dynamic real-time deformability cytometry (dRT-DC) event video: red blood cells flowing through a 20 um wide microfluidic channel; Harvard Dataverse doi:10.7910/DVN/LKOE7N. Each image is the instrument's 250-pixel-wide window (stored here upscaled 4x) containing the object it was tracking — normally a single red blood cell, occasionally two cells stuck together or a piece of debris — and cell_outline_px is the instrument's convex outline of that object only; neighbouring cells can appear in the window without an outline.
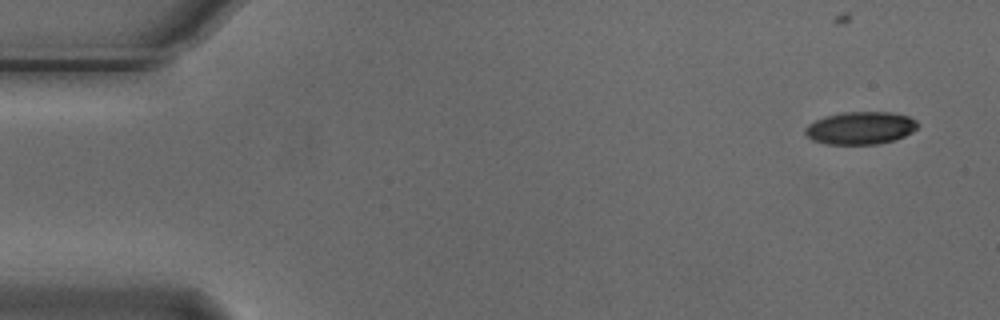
{"species": "Egyptian fruit bat (a non-hibernating species)", "species_latin": "Rousettus aegyptiacus", "temperature_condition": "cold", "stored_images_in_passage": 4, "camera_frame_rate_fps": 3000, "um_per_image_px": 0.085, "animal": {"sex": "male"}, "frame": {"image": 1, "passage_image": 1, "time_ms": 0.0, "image_size_px": [1000, 320], "cell_outline_px": [[920, 124], [912, 132], [896, 140], [876, 144], [828, 144], [812, 140], [804, 132], [804, 128], [808, 124], [824, 116], [844, 112], [888, 112], [908, 116], [916, 120]], "centroid_in_image_um": [73.14, 10.88], "position_along_channel_um": 11.9, "area_um2": 21.44}}
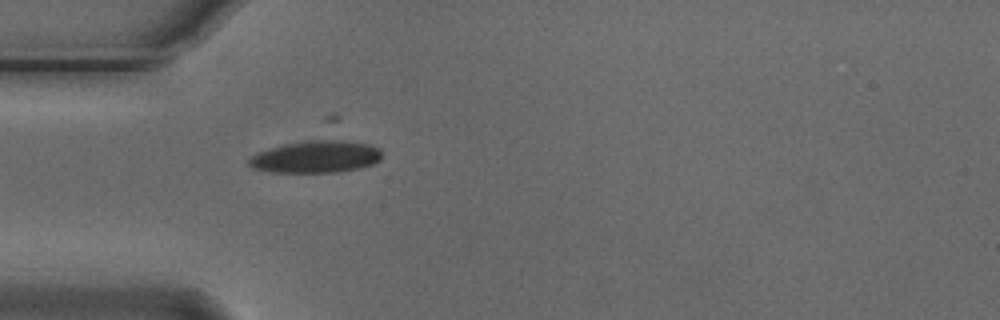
{"frame": {"image": 2, "passage_image": 4, "time_ms": 1.0, "image_size_px": [1000, 320], "cell_outline_px": [[380, 160], [376, 164], [360, 168], [336, 172], [272, 172], [252, 168], [248, 164], [248, 160], [256, 152], [268, 148], [284, 144], [324, 136], [336, 136], [368, 144], [380, 148]], "centroid_in_image_um": [26.9, 13.26], "position_along_channel_um": 58.1, "area_um2": 26.07}}